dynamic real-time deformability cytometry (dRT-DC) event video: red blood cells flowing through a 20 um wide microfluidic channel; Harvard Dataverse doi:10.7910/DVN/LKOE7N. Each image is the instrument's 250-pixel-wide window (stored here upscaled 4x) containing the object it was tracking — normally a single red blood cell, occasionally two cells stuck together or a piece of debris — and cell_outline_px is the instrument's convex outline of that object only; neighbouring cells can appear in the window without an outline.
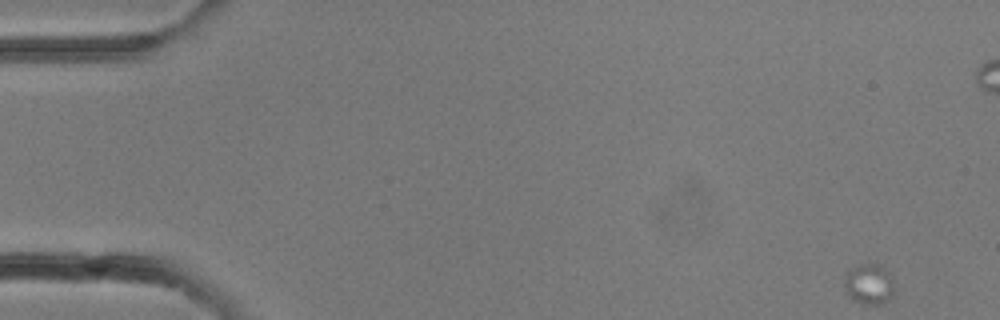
{"species": "common noctule bat (a hibernating species)", "species_latin": "Nyctalus noctula", "temperature_condition": "room temperature", "stored_images_in_passage": 11, "camera_frame_rate_fps": 3000, "um_per_image_px": 0.085, "animal": {"sex": "female"}, "frame": {"image": 1, "passage_image": 1, "time_ms": 0.0, "image_size_px": [1000, 320], "cell_outline_px": [[892, 296], [888, 300], [880, 304], [864, 304], [856, 300], [844, 288], [844, 272], [848, 268], [860, 264], [880, 264], [892, 272]], "centroid_in_image_um": [73.86, 24.09], "position_along_channel_um": 11.1, "area_um2": 11.91}}